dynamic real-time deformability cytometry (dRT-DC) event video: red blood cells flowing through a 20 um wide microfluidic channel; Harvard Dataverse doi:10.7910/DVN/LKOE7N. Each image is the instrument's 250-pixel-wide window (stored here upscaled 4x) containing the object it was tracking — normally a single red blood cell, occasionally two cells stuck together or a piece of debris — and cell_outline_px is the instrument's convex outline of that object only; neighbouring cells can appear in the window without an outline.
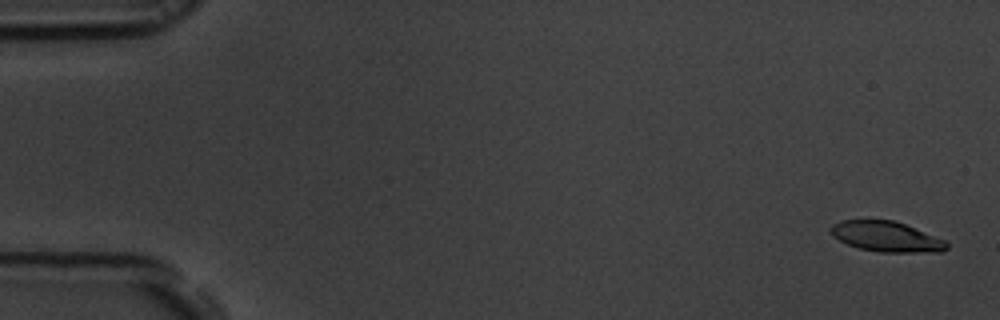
{"species": "common noctule bat (a hibernating species)", "species_latin": "Nyctalus noctula", "temperature_condition": "room temperature", "stored_images_in_passage": 55, "camera_frame_rate_fps": 3000, "um_per_image_px": 0.085, "animal": {"sex": "male", "body_mass_g": 19.5, "forearm_length_mm": 54.6}, "frame": {"image": 1, "passage_image": 2, "time_ms": 0.333, "image_size_px": [1000, 320], "cell_outline_px": [[948, 248], [944, 252], [880, 252], [860, 248], [848, 244], [832, 236], [828, 228], [832, 224], [840, 220], [892, 220], [904, 224], [944, 240], [948, 244]], "centroid_in_image_um": [75.31, 20.11], "position_along_channel_um": 9.7, "area_um2": 20.35}}
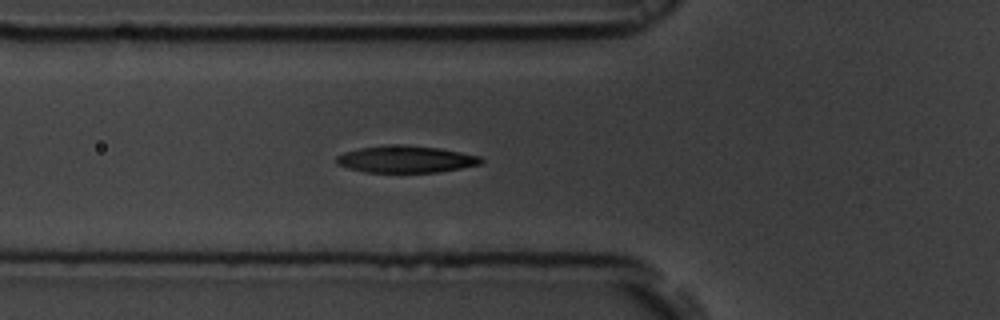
{"frame": {"image": 2, "passage_image": 20, "time_ms": 6.333, "image_size_px": [1000, 320], "cell_outline_px": [[484, 160], [480, 164], [440, 172], [364, 172], [348, 168], [336, 164], [336, 156], [344, 152], [360, 148], [388, 144], [404, 144], [440, 148], [480, 156]], "centroid_in_image_um": [34.47, 13.52], "position_along_channel_um": 91.3, "area_um2": 22.83}}
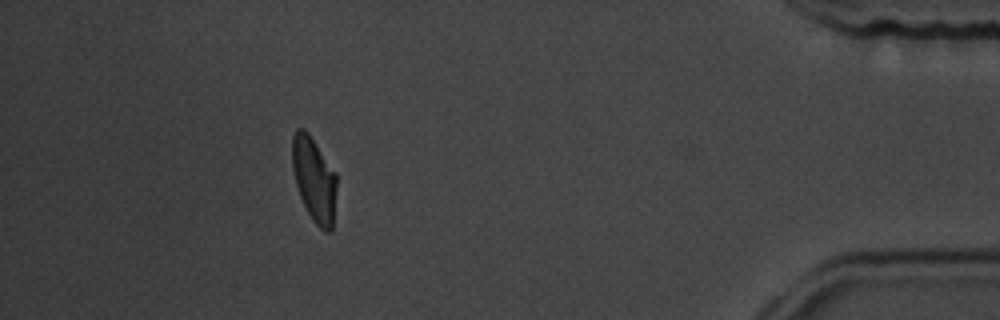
{"frame": {"image": 3, "passage_image": 50, "time_ms": 16.333, "image_size_px": [1000, 320], "cell_outline_px": [[336, 188], [332, 228], [328, 232], [324, 232], [312, 220], [300, 196], [296, 184], [292, 168], [292, 136], [296, 128], [304, 128], [308, 132], [336, 172]], "centroid_in_image_um": [26.69, 15.22], "position_along_channel_um": 408.5, "area_um2": 21.85}, "authors_computed_cell_mechanics": {"area_um2": 22.5998, "velocity_mm_per_s": 3.7121, "shape_relaxation_time_tau1_ms": 3.2457, "shape_relaxation_time_tau2_ms": 1.6473, "deformation_change_tau1": 0.1842, "deformation_change_tau2": 0.0766}}